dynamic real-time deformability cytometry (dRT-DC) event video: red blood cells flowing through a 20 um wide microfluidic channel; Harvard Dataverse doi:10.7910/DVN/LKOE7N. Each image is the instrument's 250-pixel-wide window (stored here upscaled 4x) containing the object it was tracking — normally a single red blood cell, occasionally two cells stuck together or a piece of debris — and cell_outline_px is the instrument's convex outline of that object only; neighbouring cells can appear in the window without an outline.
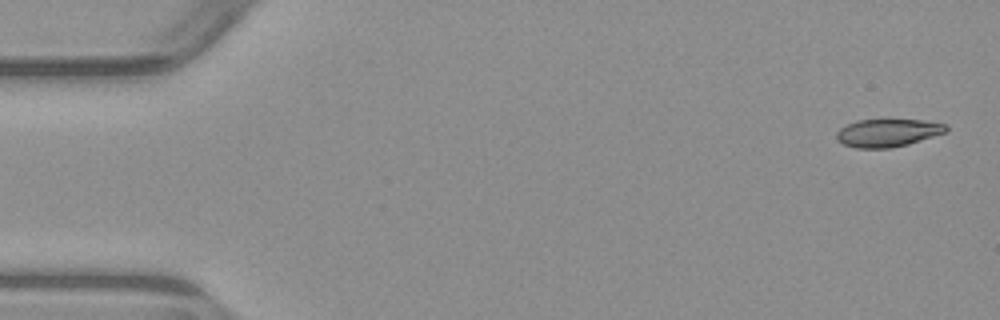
{"species": "common noctule bat (a hibernating species)", "species_latin": "Nyctalus noctula", "temperature_condition": "warm", "stored_images_in_passage": 6, "camera_frame_rate_fps": 3000, "um_per_image_px": 0.085, "animal": {"sex": "male", "body_mass_g": 23.1, "forearm_length_mm": 52.7}, "frame": {"image": 1, "passage_image": 1, "time_ms": 0.0, "image_size_px": [1000, 320], "cell_outline_px": [[948, 132], [908, 144], [892, 148], [856, 148], [844, 144], [836, 140], [836, 132], [840, 128], [856, 120], [920, 120], [948, 124]], "centroid_in_image_um": [75.47, 11.29], "position_along_channel_um": 9.5, "area_um2": 17.86}}
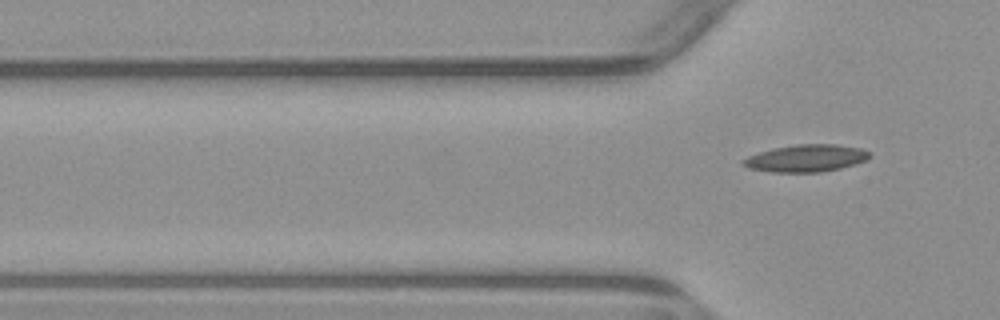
{"frame": {"image": 2, "passage_image": 6, "time_ms": 7.333, "image_size_px": [1000, 320], "cell_outline_px": [[872, 156], [864, 160], [840, 168], [820, 172], [772, 172], [748, 168], [740, 164], [740, 160], [748, 156], [772, 148], [796, 144], [836, 144], [860, 148], [872, 152]], "centroid_in_image_um": [68.48, 13.44], "position_along_channel_um": 57.3, "area_um2": 20.11}}